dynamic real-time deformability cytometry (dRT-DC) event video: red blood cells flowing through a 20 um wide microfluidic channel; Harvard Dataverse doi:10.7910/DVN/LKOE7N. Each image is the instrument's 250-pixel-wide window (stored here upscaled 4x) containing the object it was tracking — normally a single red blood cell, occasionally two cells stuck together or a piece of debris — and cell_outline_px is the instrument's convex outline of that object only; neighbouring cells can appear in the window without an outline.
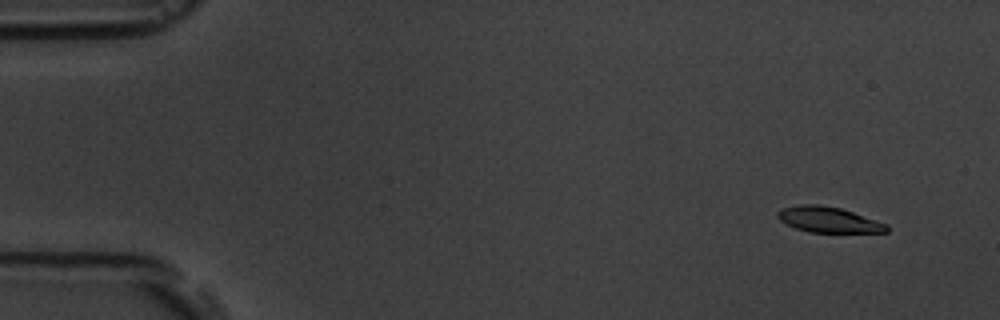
{"species": "common noctule bat (a hibernating species)", "species_latin": "Nyctalus noctula", "temperature_condition": "room temperature", "stored_images_in_passage": 6, "camera_frame_rate_fps": 3000, "um_per_image_px": 0.085, "animal": {"sex": "male", "body_mass_g": 19.5, "forearm_length_mm": 54.6}, "frame": {"image": 1, "passage_image": 2, "time_ms": 1.333, "image_size_px": [1000, 320], "cell_outline_px": [[888, 232], [808, 232], [796, 228], [780, 220], [776, 216], [776, 212], [784, 208], [800, 204], [816, 204], [840, 208], [888, 224]], "centroid_in_image_um": [70.41, 18.67], "position_along_channel_um": 14.6, "area_um2": 16.07}}
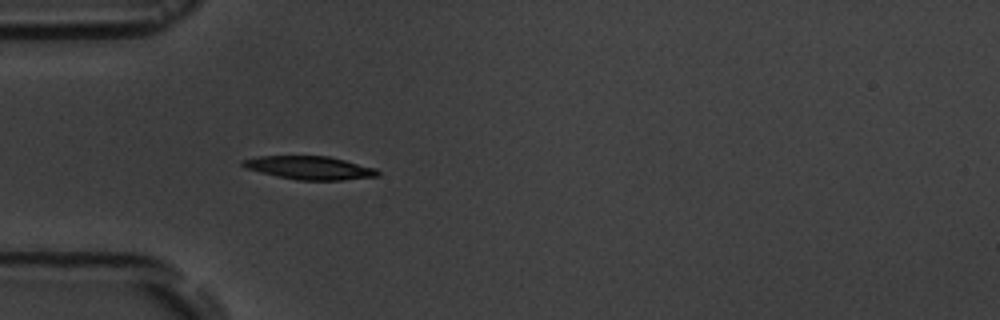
{"frame": {"image": 2, "passage_image": 6, "time_ms": 5.667, "image_size_px": [1000, 320], "cell_outline_px": [[380, 172], [376, 176], [344, 180], [296, 180], [276, 176], [244, 168], [240, 164], [240, 160], [260, 156], [328, 156], [376, 168]], "centroid_in_image_um": [26.27, 14.26], "position_along_channel_um": 58.7, "area_um2": 18.32}}